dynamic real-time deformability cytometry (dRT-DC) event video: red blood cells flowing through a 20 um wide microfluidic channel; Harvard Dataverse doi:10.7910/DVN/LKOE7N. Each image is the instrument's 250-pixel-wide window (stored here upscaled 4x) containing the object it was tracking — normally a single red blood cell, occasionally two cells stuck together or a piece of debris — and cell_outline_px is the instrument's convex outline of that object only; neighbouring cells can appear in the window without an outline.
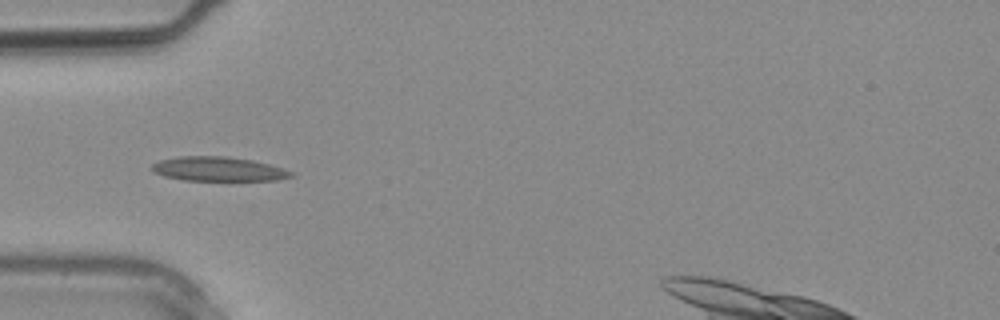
{"species": "common noctule bat (a hibernating species)", "species_latin": "Nyctalus noctula", "temperature_condition": "warm", "stored_images_in_passage": 3, "camera_frame_rate_fps": 3000, "um_per_image_px": 0.085, "animal": {"sex": "male", "body_mass_g": 20.4}, "frame": {"image": 1, "passage_image": 3, "time_ms": 0.667, "image_size_px": [1000, 320], "cell_outline_px": [[296, 176], [276, 180], [184, 180], [164, 176], [156, 172], [152, 168], [152, 164], [160, 160], [176, 156], [228, 156], [252, 160], [268, 164], [292, 172]], "centroid_in_image_um": [18.55, 14.36], "position_along_channel_um": 66.4, "area_um2": 19.54}}